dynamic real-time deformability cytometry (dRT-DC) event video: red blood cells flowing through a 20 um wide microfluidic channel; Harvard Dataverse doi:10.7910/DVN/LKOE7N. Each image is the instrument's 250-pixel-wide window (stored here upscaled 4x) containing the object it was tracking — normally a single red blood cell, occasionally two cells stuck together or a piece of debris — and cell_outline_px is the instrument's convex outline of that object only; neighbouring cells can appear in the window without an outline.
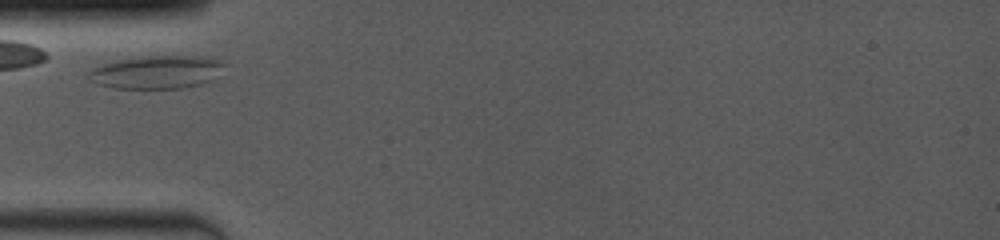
{"species": "common noctule bat (a hibernating species)", "species_latin": "Nyctalus noctula", "temperature_condition": "room temperature", "stored_images_in_passage": 8, "camera_frame_rate_fps": 4000, "um_per_image_px": 0.085, "animal": {"sex": "female", "body_mass_g": 19.0, "forearm_length_mm": 53.3}, "frame": {"image": 1, "passage_image": 1, "time_ms": 0.0, "image_size_px": [1000, 240], "cell_outline_px": [[228, 64], [212, 80], [200, 84], [184, 88], [116, 88], [100, 84], [88, 76], [88, 72], [92, 68], [100, 64], [120, 60], [152, 56], [208, 56], [220, 60]], "centroid_in_image_um": [13.4, 6.12], "position_along_channel_um": 71.6, "area_um2": 26.01}}